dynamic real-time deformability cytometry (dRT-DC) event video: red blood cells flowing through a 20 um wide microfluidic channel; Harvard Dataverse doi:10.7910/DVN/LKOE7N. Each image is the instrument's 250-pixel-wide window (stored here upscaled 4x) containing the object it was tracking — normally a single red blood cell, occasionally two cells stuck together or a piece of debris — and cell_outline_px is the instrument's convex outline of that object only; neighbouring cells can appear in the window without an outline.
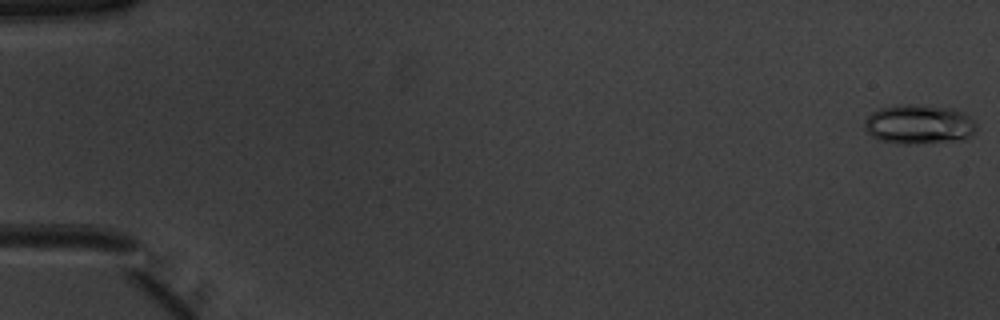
{"species": "common noctule bat (a hibernating species)", "species_latin": "Nyctalus noctula", "temperature_condition": "warm", "stored_images_in_passage": 52, "camera_frame_rate_fps": 3000, "um_per_image_px": 0.085, "animal": {"sex": "male", "body_mass_g": 20.1, "forearm_length_mm": 53.5}, "frame": {"image": 1, "passage_image": 1, "time_ms": 0.0, "image_size_px": [1000, 320], "cell_outline_px": [[976, 128], [964, 140], [916, 144], [900, 144], [880, 140], [872, 136], [864, 128], [864, 120], [872, 112], [880, 108], [900, 104], [912, 104], [952, 108], [964, 112], [972, 116], [976, 124]], "centroid_in_image_um": [78.12, 10.57], "position_along_channel_um": 6.9, "area_um2": 26.01}}
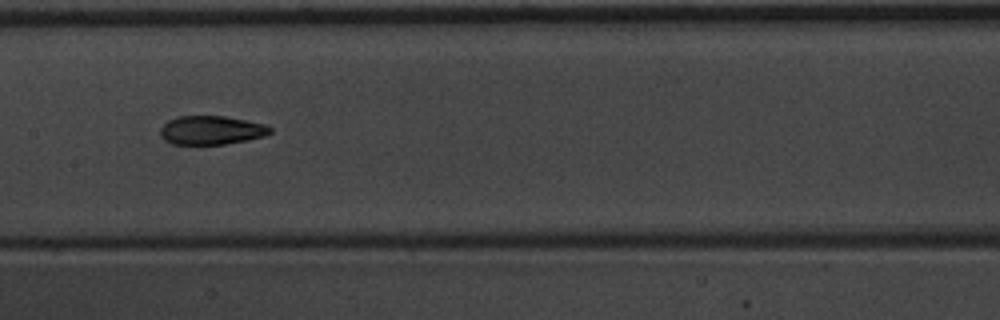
{"frame": {"image": 2, "passage_image": 27, "time_ms": 8.667, "image_size_px": [1000, 320], "cell_outline_px": [[272, 132], [264, 136], [248, 140], [224, 144], [172, 144], [164, 140], [160, 132], [160, 128], [168, 120], [176, 116], [224, 116], [268, 124], [272, 128]], "centroid_in_image_um": [17.98, 11.06], "position_along_channel_um": 189.4, "area_um2": 18.55}}
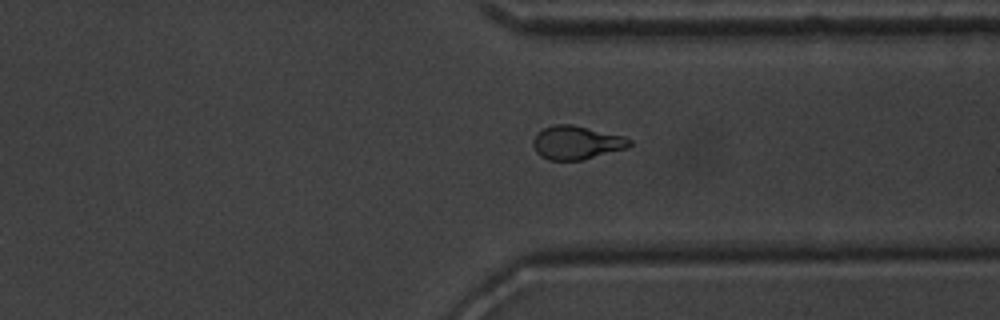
{"frame": {"image": 3, "passage_image": 40, "time_ms": 13.0, "image_size_px": [1000, 320], "cell_outline_px": [[632, 144], [628, 148], [580, 160], [548, 160], [540, 156], [536, 152], [532, 144], [532, 140], [536, 132], [544, 128], [556, 124], [572, 124], [624, 136], [632, 140]], "centroid_in_image_um": [48.98, 12.12], "position_along_channel_um": 362.4, "area_um2": 18.96}, "authors_computed_cell_mechanics": {"area_um2": 19.1029, "velocity_mm_per_s": 3.994, "shape_relaxation_time_tau1_ms": 3.3175, "shape_relaxation_time_tau2_ms": 1.5872, "deformation_change_tau1": 0.1521, "deformation_change_tau2": 0.0787}}